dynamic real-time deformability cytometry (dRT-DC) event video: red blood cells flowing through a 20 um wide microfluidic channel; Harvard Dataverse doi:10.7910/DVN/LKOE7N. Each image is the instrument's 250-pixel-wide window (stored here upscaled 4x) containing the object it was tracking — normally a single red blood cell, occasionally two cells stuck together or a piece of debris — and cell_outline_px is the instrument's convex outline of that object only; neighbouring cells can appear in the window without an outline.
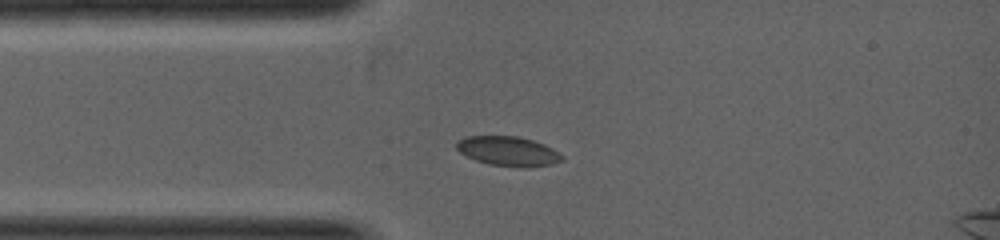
{"species": "common noctule bat (a hibernating species)", "species_latin": "Nyctalus noctula", "temperature_condition": "warm", "stored_images_in_passage": 2, "camera_frame_rate_fps": 5000, "um_per_image_px": 0.085, "animal": {"sex": "female", "body_mass_g": 19.0, "forearm_length_mm": 53.3}, "frame": {"image": 1, "passage_image": 1, "time_ms": 0.0, "image_size_px": [1000, 240], "cell_outline_px": [[564, 160], [552, 164], [528, 168], [488, 164], [476, 160], [460, 152], [456, 148], [456, 144], [460, 140], [468, 136], [516, 136], [532, 140], [544, 144], [552, 148], [564, 156]], "centroid_in_image_um": [43.24, 12.86], "position_along_channel_um": 41.8, "area_um2": 18.09}}